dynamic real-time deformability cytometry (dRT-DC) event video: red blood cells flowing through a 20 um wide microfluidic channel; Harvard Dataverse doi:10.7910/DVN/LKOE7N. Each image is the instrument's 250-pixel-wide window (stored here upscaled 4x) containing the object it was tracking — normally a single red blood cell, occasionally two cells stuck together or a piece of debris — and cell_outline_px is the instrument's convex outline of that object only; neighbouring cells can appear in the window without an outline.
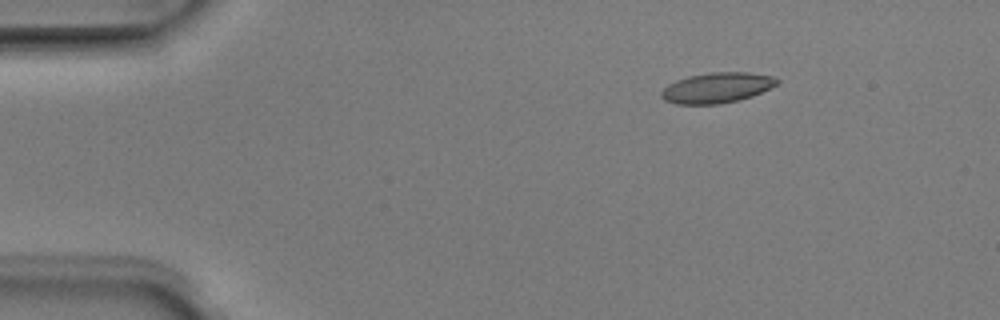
{"species": "Egyptian fruit bat (a non-hibernating species)", "species_latin": "Rousettus aegyptiacus", "temperature_condition": "room temperature", "stored_images_in_passage": 4, "camera_frame_rate_fps": 3000, "um_per_image_px": 0.085, "animal": {"sex": "male"}, "frame": {"image": 1, "passage_image": 2, "time_ms": 0.333, "image_size_px": [1000, 320], "cell_outline_px": [[780, 80], [776, 84], [752, 96], [720, 104], [676, 104], [664, 100], [660, 96], [660, 92], [668, 84], [676, 80], [688, 76], [712, 72], [748, 72], [772, 76]], "centroid_in_image_um": [60.89, 7.45], "position_along_channel_um": 24.1, "area_um2": 20.35}}